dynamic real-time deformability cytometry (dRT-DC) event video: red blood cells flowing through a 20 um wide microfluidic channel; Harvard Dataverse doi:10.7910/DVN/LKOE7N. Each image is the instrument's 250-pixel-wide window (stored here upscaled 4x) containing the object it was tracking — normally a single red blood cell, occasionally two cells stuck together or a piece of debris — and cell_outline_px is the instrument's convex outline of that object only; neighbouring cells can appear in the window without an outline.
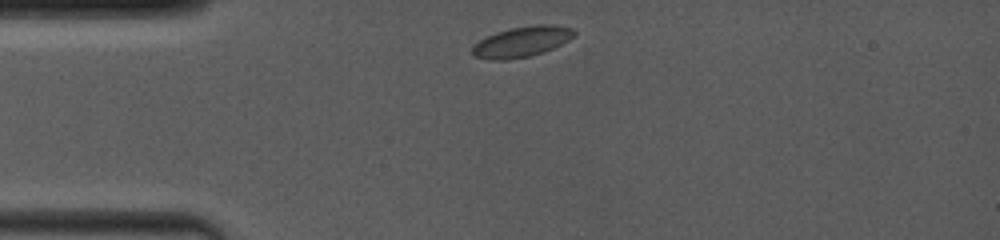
{"species": "common noctule bat (a hibernating species)", "species_latin": "Nyctalus noctula", "temperature_condition": "room temperature", "stored_images_in_passage": 8, "camera_frame_rate_fps": 4000, "um_per_image_px": 0.085, "animal": {"sex": "female", "body_mass_g": 19.0, "forearm_length_mm": 53.3}, "frame": {"image": 1, "passage_image": 1, "time_ms": 0.0, "image_size_px": [1000, 240], "cell_outline_px": [[576, 32], [568, 40], [544, 52], [528, 56], [508, 60], [488, 60], [476, 56], [472, 52], [472, 48], [480, 40], [496, 32], [512, 28], [532, 24], [552, 24], [572, 28]], "centroid_in_image_um": [44.36, 3.54], "position_along_channel_um": 40.6, "area_um2": 17.92}}
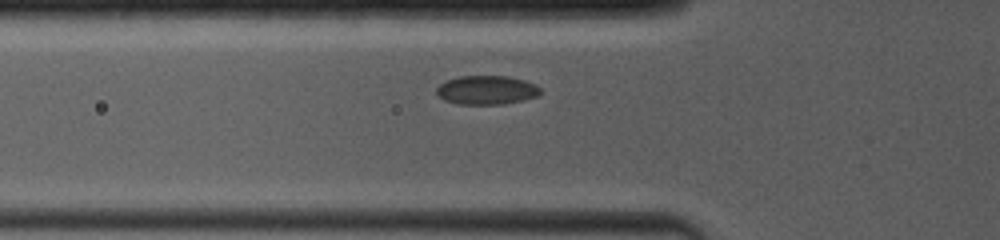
{"frame": {"image": 2, "passage_image": 5, "time_ms": 1.75, "image_size_px": [1000, 240], "cell_outline_px": [[544, 92], [540, 96], [524, 100], [504, 104], [456, 104], [444, 100], [436, 92], [436, 88], [440, 84], [448, 80], [460, 76], [508, 76], [524, 80], [536, 84]], "centroid_in_image_um": [41.42, 7.66], "position_along_channel_um": 84.4, "area_um2": 17.69}}
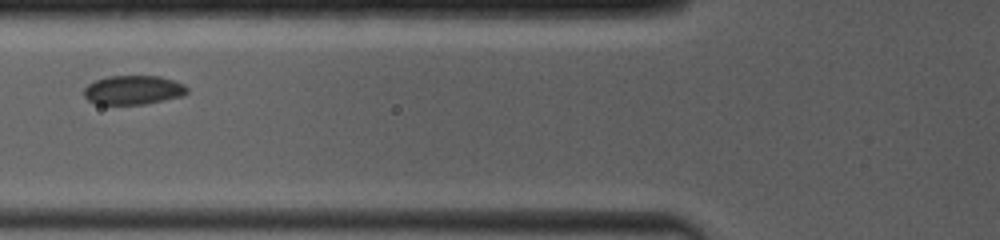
{"frame": {"image": 3, "passage_image": 7, "time_ms": 2.5, "image_size_px": [1000, 240], "cell_outline_px": [[188, 92], [184, 96], [144, 104], [96, 104], [88, 100], [84, 96], [84, 88], [88, 84], [96, 80], [108, 76], [160, 76], [184, 84], [188, 88]], "centroid_in_image_um": [11.33, 7.65], "position_along_channel_um": 114.5, "area_um2": 17.51}}